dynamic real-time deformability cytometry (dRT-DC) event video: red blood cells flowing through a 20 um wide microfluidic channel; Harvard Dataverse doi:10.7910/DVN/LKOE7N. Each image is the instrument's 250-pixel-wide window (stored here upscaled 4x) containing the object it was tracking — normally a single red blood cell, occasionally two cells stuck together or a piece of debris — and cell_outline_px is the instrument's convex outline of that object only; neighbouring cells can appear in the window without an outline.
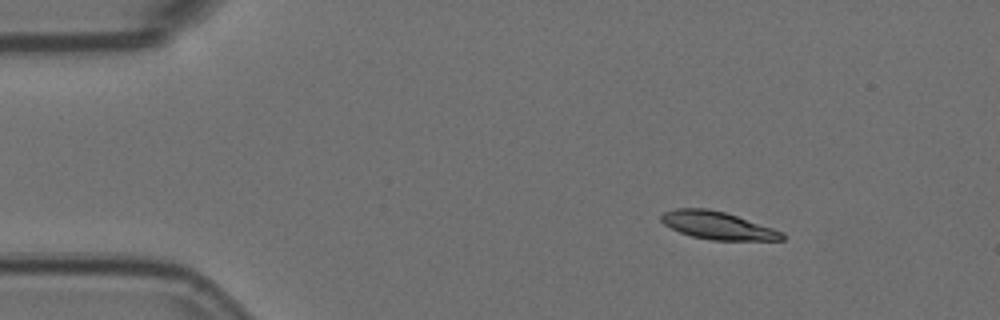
{"species": "Egyptian fruit bat (a non-hibernating species)", "species_latin": "Rousettus aegyptiacus", "temperature_condition": "room temperature", "stored_images_in_passage": 4, "camera_frame_rate_fps": 3000, "um_per_image_px": 0.085, "animal": {"sex": "female"}, "frame": {"image": 1, "passage_image": 2, "time_ms": 0.333, "image_size_px": [1000, 320], "cell_outline_px": [[784, 240], [712, 240], [692, 236], [680, 232], [664, 224], [660, 220], [660, 216], [664, 212], [676, 208], [708, 208], [724, 212], [784, 232]], "centroid_in_image_um": [60.98, 19.16], "position_along_channel_um": 24.0, "area_um2": 19.31}}